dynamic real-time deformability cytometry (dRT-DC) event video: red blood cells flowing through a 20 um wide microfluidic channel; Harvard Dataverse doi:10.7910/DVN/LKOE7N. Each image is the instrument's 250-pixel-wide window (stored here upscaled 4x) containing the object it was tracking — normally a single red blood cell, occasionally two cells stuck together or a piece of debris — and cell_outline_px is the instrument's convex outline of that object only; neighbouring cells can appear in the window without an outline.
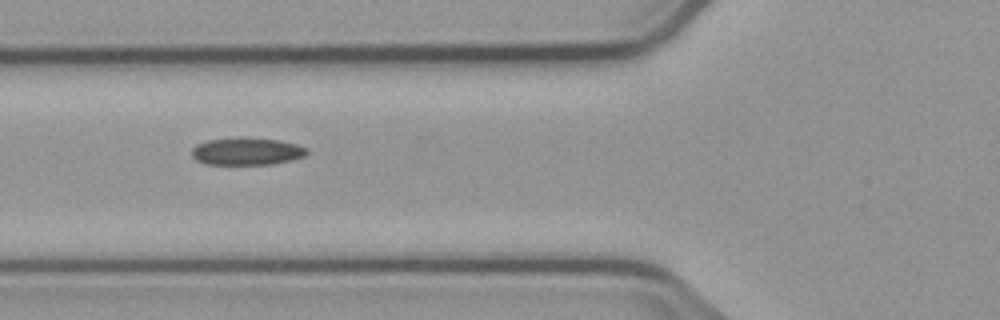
{"species": "common noctule bat (a hibernating species)", "species_latin": "Nyctalus noctula", "temperature_condition": "cold", "stored_images_in_passage": 3, "camera_frame_rate_fps": 3000, "um_per_image_px": 0.085, "animal": {"sex": "male", "body_mass_g": 23.1, "forearm_length_mm": 52.7}, "frame": {"image": 1, "passage_image": 2, "time_ms": 1.0, "image_size_px": [1000, 320], "cell_outline_px": [[308, 152], [304, 156], [292, 160], [272, 164], [204, 164], [196, 160], [192, 156], [192, 148], [196, 144], [208, 140], [240, 136], [280, 140], [296, 144], [308, 148]], "centroid_in_image_um": [20.97, 12.85], "position_along_channel_um": 104.8, "area_um2": 18.67}}
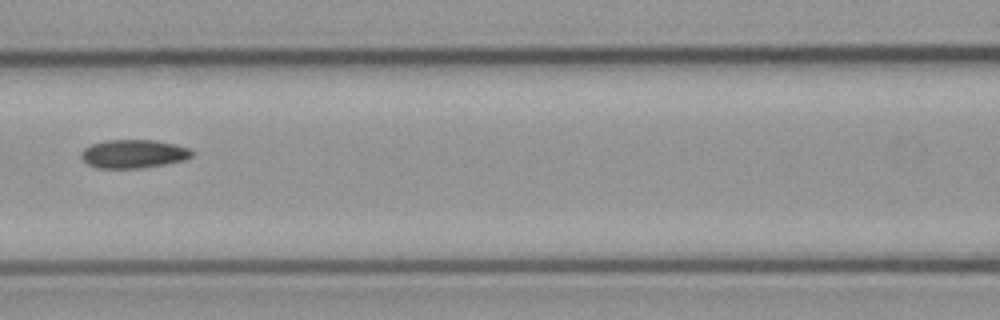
{"frame": {"image": 2, "passage_image": 3, "time_ms": 2.333, "image_size_px": [1000, 320], "cell_outline_px": [[192, 156], [184, 160], [164, 164], [140, 168], [96, 168], [88, 164], [80, 156], [80, 152], [84, 148], [92, 144], [104, 140], [152, 140], [176, 144], [188, 148], [192, 152]], "centroid_in_image_um": [11.31, 13.07], "position_along_channel_um": 155.3, "area_um2": 18.32}}